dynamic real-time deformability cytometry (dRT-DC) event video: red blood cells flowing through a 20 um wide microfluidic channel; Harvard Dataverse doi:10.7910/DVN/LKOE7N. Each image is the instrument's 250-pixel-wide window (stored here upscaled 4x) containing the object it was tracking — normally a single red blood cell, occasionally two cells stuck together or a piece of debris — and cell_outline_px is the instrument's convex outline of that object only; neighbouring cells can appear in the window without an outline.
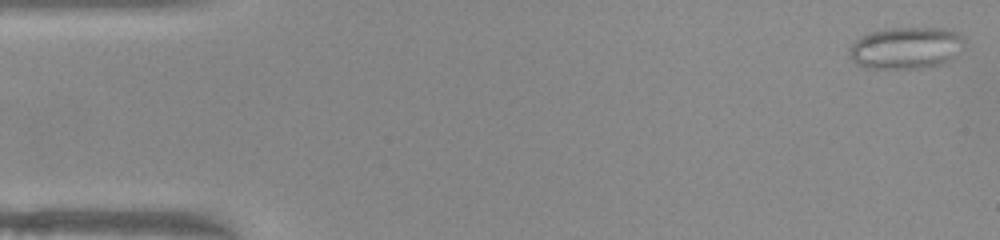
{"species": "common noctule bat (a hibernating species)", "species_latin": "Nyctalus noctula", "temperature_condition": "warm", "stored_images_in_passage": 15, "camera_frame_rate_fps": 3000, "um_per_image_px": 0.085, "animal": {"sex": "female", "body_mass_g": 22.0, "forearm_length_mm": 56.7}, "frame": {"image": 1, "passage_image": 1, "time_ms": 0.0, "image_size_px": [1000, 240], "cell_outline_px": [[964, 44], [944, 64], [924, 68], [868, 68], [856, 64], [848, 56], [848, 48], [856, 40], [872, 32], [884, 28], [944, 28], [956, 32], [964, 36]], "centroid_in_image_um": [76.98, 4.07], "position_along_channel_um": 8.0, "area_um2": 28.03}}
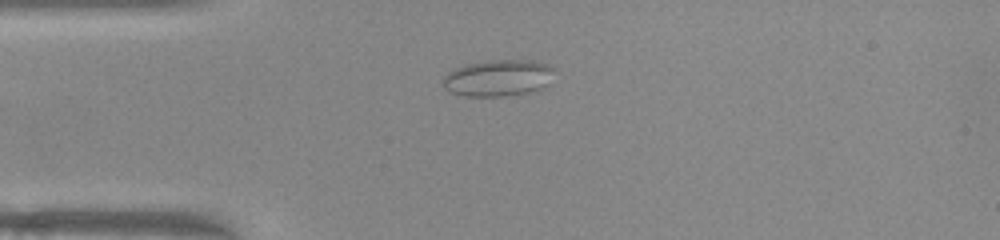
{"frame": {"image": 2, "passage_image": 12, "time_ms": 3.667, "image_size_px": [1000, 240], "cell_outline_px": [[556, 68], [548, 84], [536, 92], [500, 96], [464, 96], [448, 92], [444, 88], [444, 76], [448, 72], [456, 68], [468, 64], [488, 60], [532, 60], [548, 64]], "centroid_in_image_um": [42.38, 6.63], "position_along_channel_um": 42.6, "area_um2": 23.99}}